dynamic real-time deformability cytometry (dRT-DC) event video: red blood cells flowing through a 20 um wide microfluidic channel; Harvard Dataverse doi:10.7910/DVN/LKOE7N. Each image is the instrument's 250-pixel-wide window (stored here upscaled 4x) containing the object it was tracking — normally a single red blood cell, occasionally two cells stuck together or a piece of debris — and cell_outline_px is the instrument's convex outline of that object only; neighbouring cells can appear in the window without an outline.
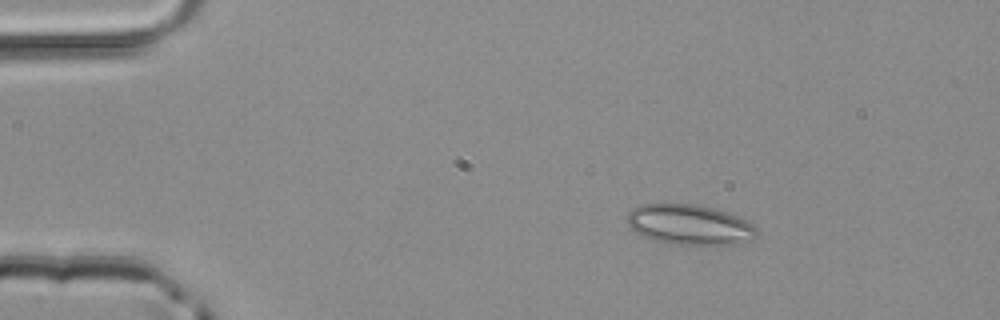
{"species": "common noctule bat (a hibernating species)", "species_latin": "Nyctalus noctula", "temperature_condition": "room temperature", "stored_images_in_passage": 42, "camera_frame_rate_fps": 3000, "um_per_image_px": 0.085, "animal": {"sex": "male", "body_mass_g": 20.4}, "frame": {"image": 1, "passage_image": 1, "time_ms": 0.0, "image_size_px": [1000, 320], "cell_outline_px": [[756, 236], [752, 240], [736, 244], [668, 244], [644, 236], [636, 232], [628, 224], [628, 212], [632, 208], [640, 204], [696, 204], [728, 212], [752, 224], [756, 228]], "centroid_in_image_um": [58.61, 19.09], "position_along_channel_um": 26.4, "area_um2": 30.11}}
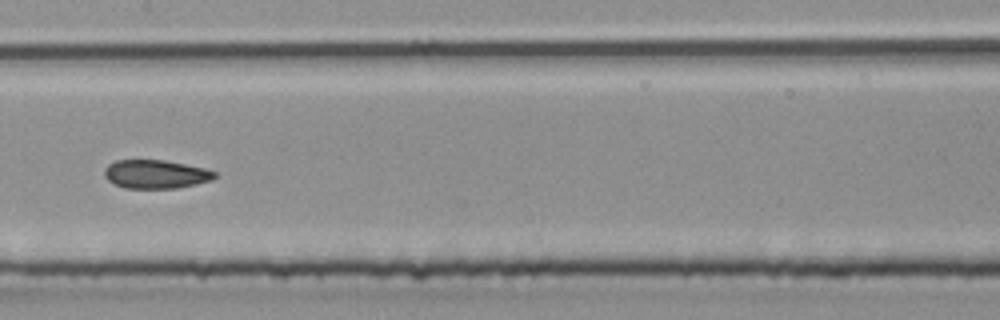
{"frame": {"image": 2, "passage_image": 18, "time_ms": 5.667, "image_size_px": [1000, 320], "cell_outline_px": [[216, 176], [212, 180], [196, 184], [176, 188], [124, 188], [108, 180], [104, 176], [104, 168], [108, 164], [116, 160], [164, 160], [204, 168], [216, 172]], "centroid_in_image_um": [13.22, 14.8], "position_along_channel_um": 194.2, "area_um2": 18.32}}
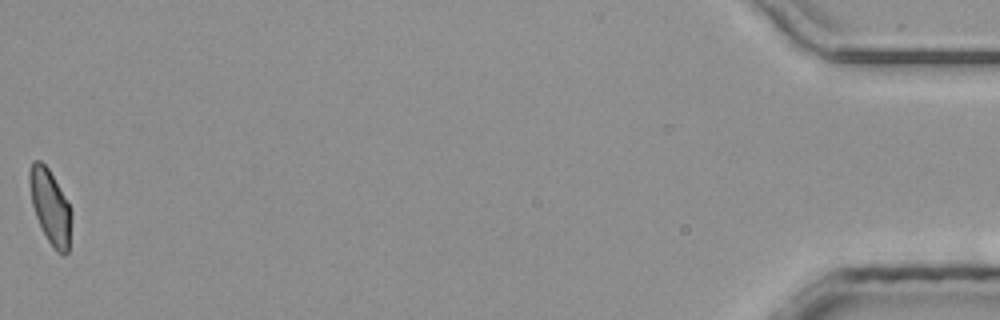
{"frame": {"image": 3, "passage_image": 42, "time_ms": 13.667, "image_size_px": [1000, 320], "cell_outline_px": [[72, 216], [68, 252], [64, 256], [56, 252], [48, 240], [36, 216], [32, 204], [28, 184], [28, 172], [32, 160], [40, 160], [48, 168], [68, 204], [72, 212]], "centroid_in_image_um": [4.26, 17.57], "position_along_channel_um": 430.9, "area_um2": 18.03}}